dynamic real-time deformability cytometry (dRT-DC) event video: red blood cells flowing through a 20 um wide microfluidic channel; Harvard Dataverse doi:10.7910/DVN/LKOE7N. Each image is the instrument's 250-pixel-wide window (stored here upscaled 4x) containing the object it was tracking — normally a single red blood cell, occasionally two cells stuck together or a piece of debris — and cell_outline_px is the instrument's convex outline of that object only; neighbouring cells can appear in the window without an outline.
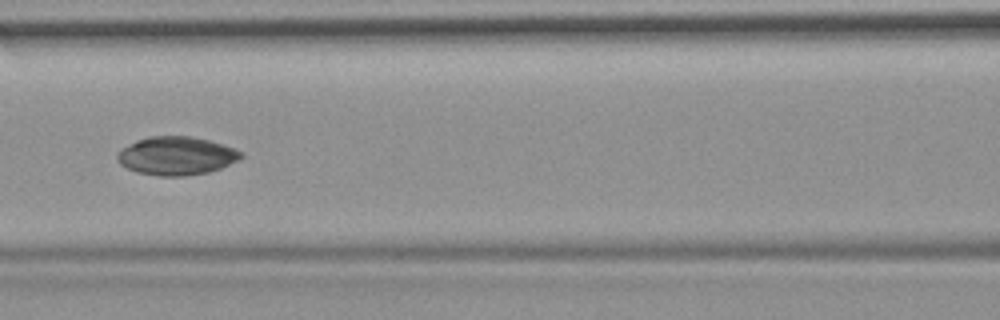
{"species": "common noctule bat (a hibernating species)", "species_latin": "Nyctalus noctula", "temperature_condition": "room temperature", "stored_images_in_passage": 11, "camera_frame_rate_fps": 3000, "um_per_image_px": 0.085, "animal": {"sex": "female", "body_mass_g": 19.9}, "frame": {"image": 1, "passage_image": 7, "time_ms": 8.0, "image_size_px": [1000, 320], "cell_outline_px": [[244, 156], [240, 160], [220, 168], [208, 172], [184, 176], [160, 176], [136, 172], [120, 164], [116, 156], [124, 148], [136, 140], [148, 136], [188, 136], [208, 140], [244, 152]], "centroid_in_image_um": [15.01, 13.25], "position_along_channel_um": 151.6, "area_um2": 27.46}}
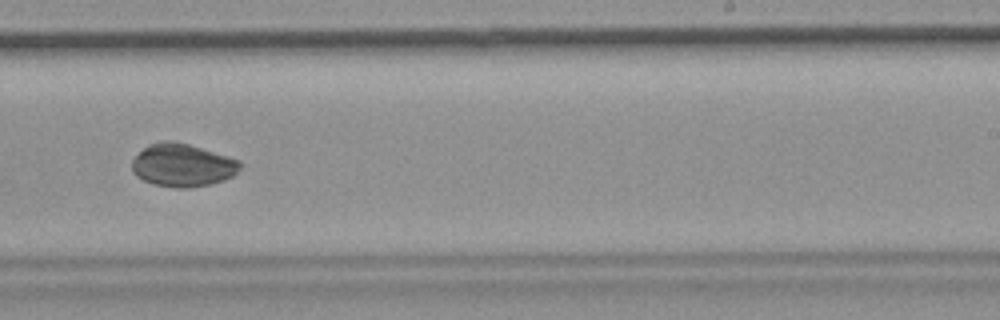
{"frame": {"image": 2, "passage_image": 10, "time_ms": 11.333, "image_size_px": [1000, 320], "cell_outline_px": [[240, 168], [232, 176], [224, 180], [208, 184], [188, 188], [176, 188], [152, 184], [136, 176], [132, 172], [132, 160], [148, 144], [164, 140], [172, 140], [188, 144], [228, 156], [240, 160]], "centroid_in_image_um": [15.49, 14.04], "position_along_channel_um": 273.5, "area_um2": 26.99}}